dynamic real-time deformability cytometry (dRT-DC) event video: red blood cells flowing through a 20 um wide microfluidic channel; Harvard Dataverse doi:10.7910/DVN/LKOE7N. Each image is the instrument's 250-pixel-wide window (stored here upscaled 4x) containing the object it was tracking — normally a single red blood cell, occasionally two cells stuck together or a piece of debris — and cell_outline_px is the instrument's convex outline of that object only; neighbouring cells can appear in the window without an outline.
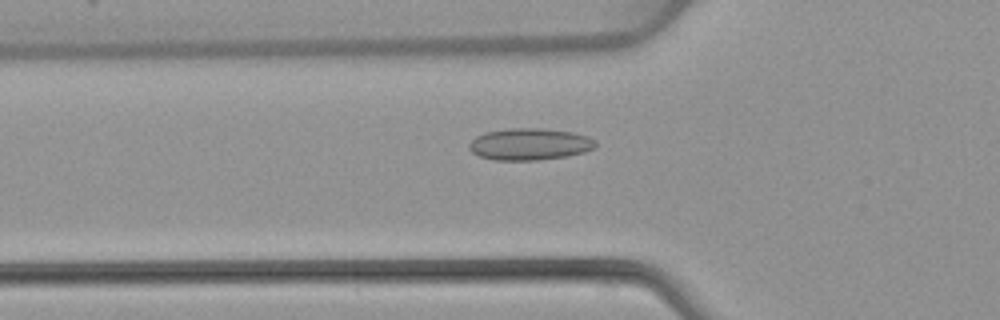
{"species": "common noctule bat (a hibernating species)", "species_latin": "Nyctalus noctula", "temperature_condition": "warm", "stored_images_in_passage": 52, "camera_frame_rate_fps": 3000, "um_per_image_px": 0.085, "animal": {"sex": "female", "body_mass_g": 22.7, "forearm_length_mm": 54.2}, "frame": {"image": 1, "passage_image": 18, "time_ms": 5.667, "image_size_px": [1000, 320], "cell_outline_px": [[596, 148], [584, 152], [568, 156], [536, 160], [492, 160], [480, 156], [472, 152], [468, 148], [468, 144], [476, 136], [484, 132], [508, 128], [544, 128], [572, 132], [588, 136], [596, 140]], "centroid_in_image_um": [45.02, 12.25], "position_along_channel_um": 80.8, "area_um2": 23.7}}
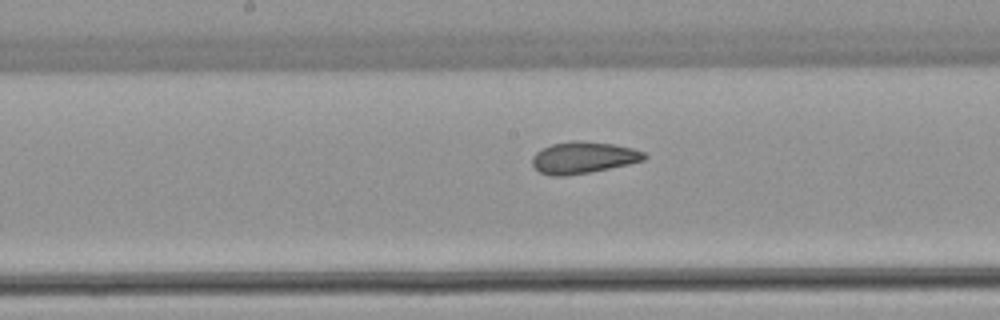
{"frame": {"image": 2, "passage_image": 27, "time_ms": 8.667, "image_size_px": [1000, 320], "cell_outline_px": [[648, 156], [644, 160], [628, 164], [568, 176], [552, 176], [540, 172], [532, 164], [532, 156], [536, 152], [552, 144], [572, 140], [576, 140], [616, 144], [632, 148], [644, 152]], "centroid_in_image_um": [49.58, 13.39], "position_along_channel_um": 198.6, "area_um2": 20.63}}
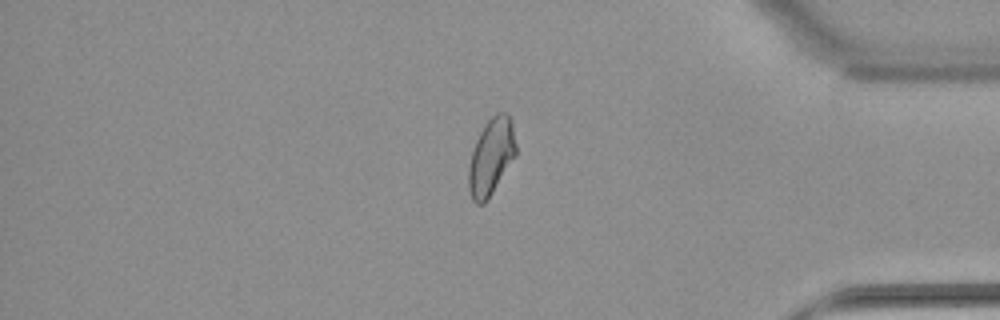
{"frame": {"image": 3, "passage_image": 44, "time_ms": 14.333, "image_size_px": [1000, 320], "cell_outline_px": [[516, 152], [488, 200], [484, 204], [476, 204], [472, 200], [468, 188], [468, 168], [472, 152], [476, 140], [484, 124], [496, 112], [508, 112], [512, 120], [516, 144]], "centroid_in_image_um": [41.73, 13.3], "position_along_channel_um": 393.5, "area_um2": 21.1}, "authors_computed_cell_mechanics": {"area_um2": 21.5016, "velocity_mm_per_s": 3.9016, "shape_relaxation_time_tau1_ms": null, "shape_relaxation_time_tau2_ms": 2.072, "deformation_change_tau1": null, "deformation_change_tau2": 0.0646}}